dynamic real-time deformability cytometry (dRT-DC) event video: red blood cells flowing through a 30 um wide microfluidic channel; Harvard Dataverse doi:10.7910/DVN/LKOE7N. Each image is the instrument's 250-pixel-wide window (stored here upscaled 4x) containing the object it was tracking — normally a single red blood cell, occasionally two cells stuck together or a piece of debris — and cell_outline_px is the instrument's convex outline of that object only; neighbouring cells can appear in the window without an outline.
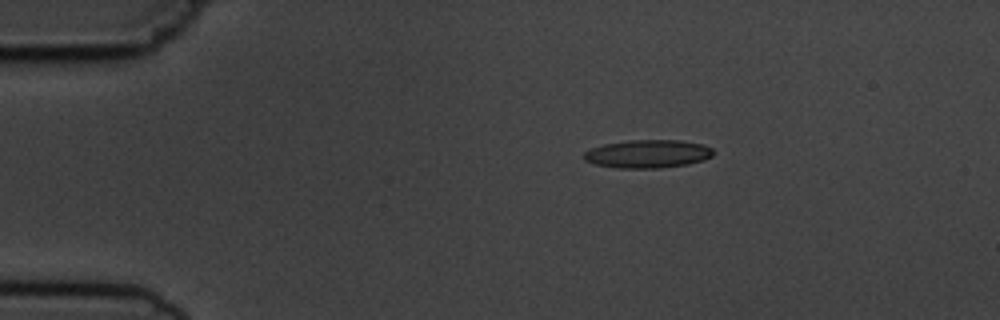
{"species": "common noctule bat (a hibernating species)", "species_latin": "Nyctalus noctula", "temperature_condition": "cold", "stored_images_in_passage": 9, "camera_frame_rate_fps": 3000, "um_per_image_px": 0.085, "animal": {"sex": "male", "body_mass_g": 19.5, "forearm_length_mm": 54.6}, "frame": {"image": 1, "passage_image": 1, "time_ms": 0.0, "image_size_px": [1000, 320], "cell_outline_px": [[712, 156], [704, 160], [688, 164], [660, 168], [620, 168], [596, 164], [584, 160], [584, 152], [592, 148], [604, 144], [632, 140], [680, 140], [704, 144], [712, 148]], "centroid_in_image_um": [55.09, 13.07], "position_along_channel_um": 29.9, "area_um2": 21.15}}
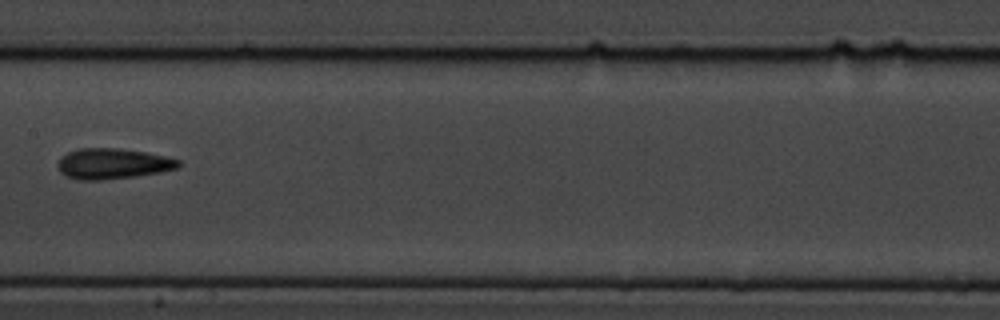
{"frame": {"image": 2, "passage_image": 6, "time_ms": 6.0, "image_size_px": [1000, 320], "cell_outline_px": [[180, 164], [176, 168], [160, 172], [132, 176], [100, 180], [80, 180], [68, 176], [60, 172], [56, 168], [56, 164], [60, 156], [68, 152], [80, 148], [120, 148], [144, 152], [164, 156], [180, 160]], "centroid_in_image_um": [9.51, 13.9], "position_along_channel_um": 197.9, "area_um2": 21.39}}
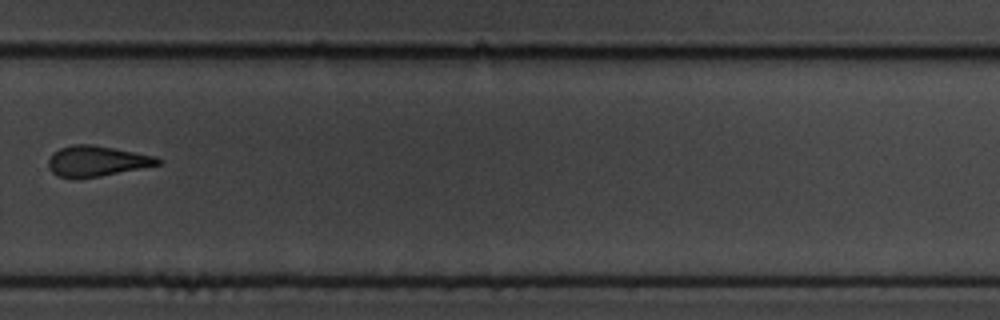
{"frame": {"image": 3, "passage_image": 9, "time_ms": 9.333, "image_size_px": [1000, 320], "cell_outline_px": [[164, 160], [160, 164], [100, 176], [76, 180], [72, 180], [60, 176], [52, 172], [48, 168], [48, 160], [52, 152], [60, 148], [72, 144], [92, 144], [136, 152], [156, 156]], "centroid_in_image_um": [8.19, 13.7], "position_along_channel_um": 321.6, "area_um2": 19.77}}